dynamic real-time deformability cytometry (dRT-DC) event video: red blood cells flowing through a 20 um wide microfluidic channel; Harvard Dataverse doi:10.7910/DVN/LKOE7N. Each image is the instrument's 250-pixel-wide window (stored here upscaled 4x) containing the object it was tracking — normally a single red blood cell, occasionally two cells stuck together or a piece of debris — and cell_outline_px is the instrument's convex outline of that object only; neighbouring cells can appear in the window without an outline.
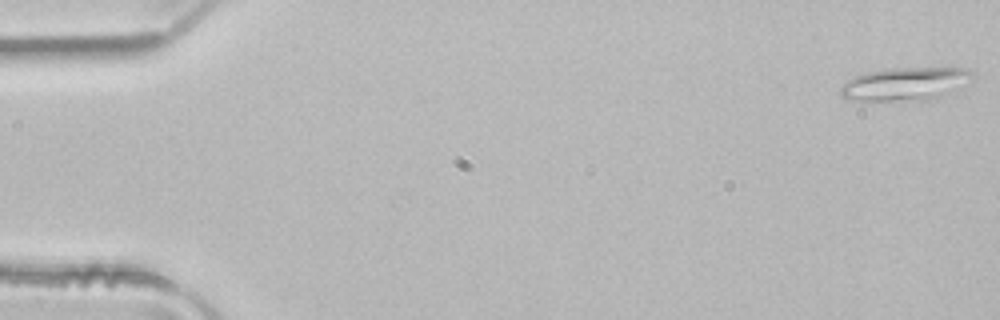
{"species": "common noctule bat (a hibernating species)", "species_latin": "Nyctalus noctula", "temperature_condition": "room temperature", "stored_images_in_passage": 14, "camera_frame_rate_fps": 3000, "um_per_image_px": 0.085, "animal": {"sex": "male", "body_mass_g": 21.5, "forearm_length_mm": 52.0}, "frame": {"image": 1, "passage_image": 1, "time_ms": 0.0, "image_size_px": [1000, 320], "cell_outline_px": [[976, 76], [936, 100], [860, 100], [840, 96], [840, 88], [848, 80], [856, 76], [868, 72], [892, 68], [968, 68]], "centroid_in_image_um": [76.98, 7.13], "position_along_channel_um": 8.0, "area_um2": 25.09}}